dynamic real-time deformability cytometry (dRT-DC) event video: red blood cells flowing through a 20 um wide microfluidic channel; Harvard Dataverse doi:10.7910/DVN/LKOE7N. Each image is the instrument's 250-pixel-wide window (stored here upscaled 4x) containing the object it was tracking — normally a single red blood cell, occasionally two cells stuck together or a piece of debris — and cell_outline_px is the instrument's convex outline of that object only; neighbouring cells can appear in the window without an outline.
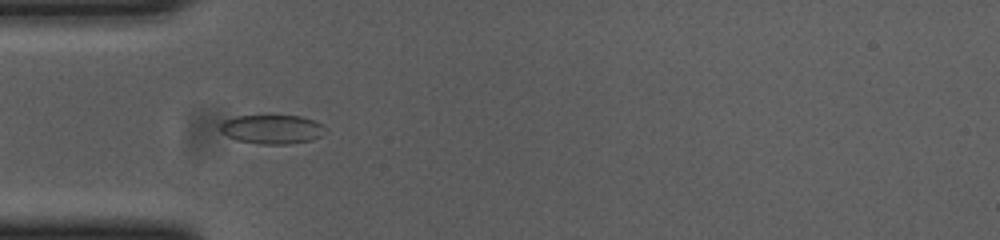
{"species": "common noctule bat (a hibernating species)", "species_latin": "Nyctalus noctula", "temperature_condition": "cold", "stored_images_in_passage": 39, "camera_frame_rate_fps": 3000, "um_per_image_px": 0.085, "animal": {"sex": "female", "body_mass_g": 23.0, "forearm_length_mm": 53.4}, "frame": {"image": 1, "passage_image": 1, "time_ms": 0.0, "image_size_px": [1000, 240], "cell_outline_px": [[324, 128], [320, 136], [312, 140], [288, 144], [260, 144], [236, 140], [220, 132], [220, 124], [224, 120], [236, 116], [300, 116], [324, 124]], "centroid_in_image_um": [23.09, 10.99], "position_along_channel_um": 61.9, "area_um2": 17.69}}
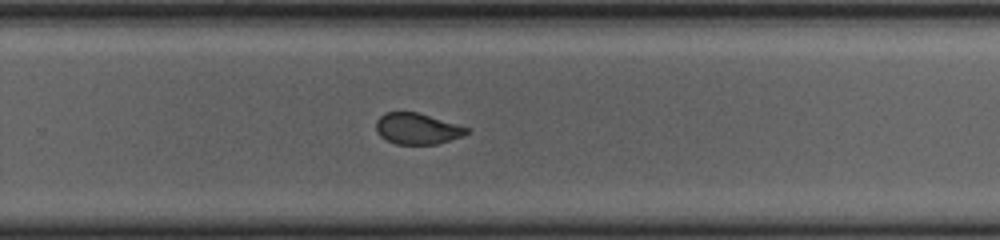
{"frame": {"image": 2, "passage_image": 20, "time_ms": 6.333, "image_size_px": [1000, 240], "cell_outline_px": [[468, 132], [460, 136], [436, 144], [396, 144], [380, 136], [376, 132], [376, 120], [384, 112], [416, 112], [468, 128]], "centroid_in_image_um": [35.38, 10.93], "position_along_channel_um": 294.4, "area_um2": 16.01}}
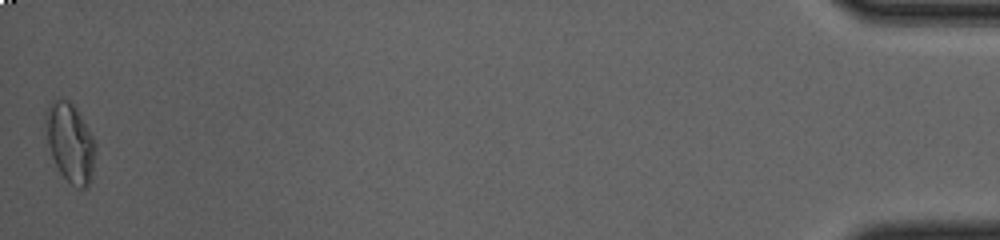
{"frame": {"image": 3, "passage_image": 39, "time_ms": 12.667, "image_size_px": [1000, 240], "cell_outline_px": [[96, 152], [92, 172], [88, 184], [84, 188], [76, 188], [60, 172], [52, 156], [48, 144], [44, 112], [48, 104], [64, 96], [76, 108], [92, 136], [96, 144]], "centroid_in_image_um": [5.96, 12.08], "position_along_channel_um": 429.2, "area_um2": 22.72}, "authors_computed_cell_mechanics": {"area_um2": 18.0336, "velocity_mm_per_s": 3.6917, "shape_relaxation_time_tau1_ms": null, "shape_relaxation_time_tau2_ms": 1.0935, "deformation_change_tau1": null, "deformation_change_tau2": 0.0553}}